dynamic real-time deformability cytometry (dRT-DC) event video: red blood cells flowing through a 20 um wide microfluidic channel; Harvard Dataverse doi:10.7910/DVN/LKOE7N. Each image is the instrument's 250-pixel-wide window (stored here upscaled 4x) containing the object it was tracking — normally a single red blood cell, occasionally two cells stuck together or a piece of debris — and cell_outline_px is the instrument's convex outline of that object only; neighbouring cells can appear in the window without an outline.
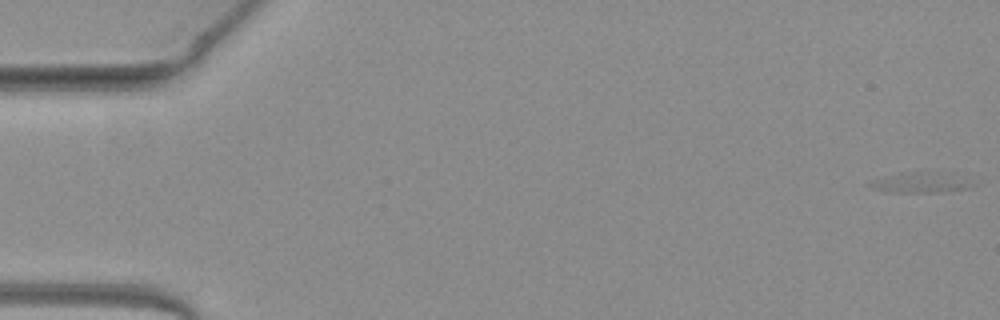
{"species": "common noctule bat (a hibernating species)", "species_latin": "Nyctalus noctula", "temperature_condition": "warm", "stored_images_in_passage": 13, "camera_frame_rate_fps": 3000, "um_per_image_px": 0.085, "animal": {"sex": "female", "body_mass_g": 19.3, "forearm_length_mm": 54.1}, "frame": {"image": 1, "passage_image": 1, "time_ms": 0.0, "image_size_px": [1000, 320], "cell_outline_px": [[972, 184], [964, 188], [936, 192], [896, 192], [876, 188], [868, 184], [868, 180], [900, 172], [924, 172]], "centroid_in_image_um": [77.88, 15.54], "position_along_channel_um": 7.1, "area_um2": 10.64}}